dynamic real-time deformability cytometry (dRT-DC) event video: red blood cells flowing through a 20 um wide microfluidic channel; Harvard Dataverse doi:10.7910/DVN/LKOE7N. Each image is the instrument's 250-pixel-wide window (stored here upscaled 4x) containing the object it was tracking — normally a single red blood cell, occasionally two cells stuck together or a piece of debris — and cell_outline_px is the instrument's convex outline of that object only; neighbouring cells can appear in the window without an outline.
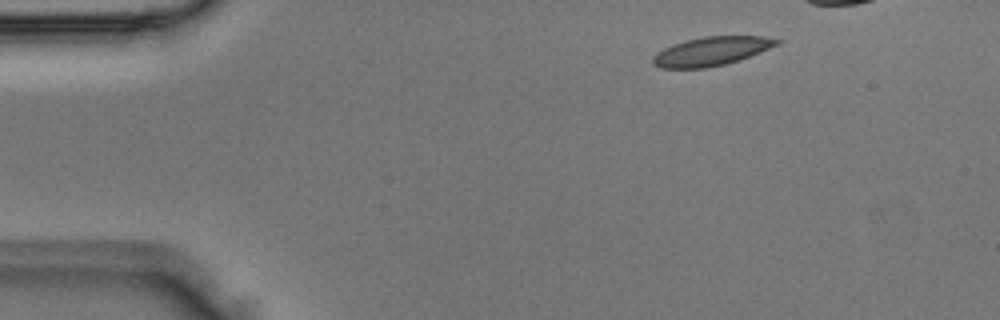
{"species": "Egyptian fruit bat (a non-hibernating species)", "species_latin": "Rousettus aegyptiacus", "temperature_condition": "room temperature", "stored_images_in_passage": 4, "camera_frame_rate_fps": 3000, "um_per_image_px": 0.085, "animal": {"sex": "male"}, "frame": {"image": 1, "passage_image": 1, "time_ms": 0.0, "image_size_px": [1000, 320], "cell_outline_px": [[780, 40], [776, 44], [768, 48], [740, 60], [724, 64], [704, 68], [660, 68], [652, 64], [652, 56], [656, 52], [672, 44], [704, 36], [764, 36]], "centroid_in_image_um": [60.39, 4.36], "position_along_channel_um": 24.6, "area_um2": 20.58}}